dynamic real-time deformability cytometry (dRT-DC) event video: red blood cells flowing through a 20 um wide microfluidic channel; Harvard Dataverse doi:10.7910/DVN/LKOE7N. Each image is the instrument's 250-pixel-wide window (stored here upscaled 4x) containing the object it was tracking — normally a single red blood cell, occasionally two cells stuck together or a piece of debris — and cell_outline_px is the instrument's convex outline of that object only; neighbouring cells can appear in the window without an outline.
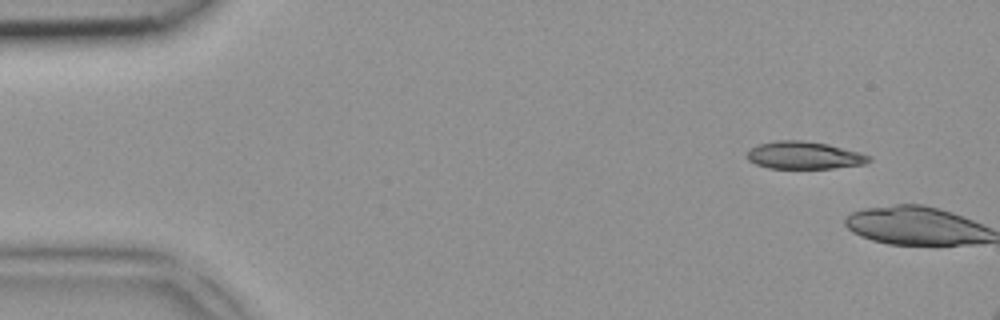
{"species": "common noctule bat (a hibernating species)", "species_latin": "Nyctalus noctula", "temperature_condition": "room temperature", "stored_images_in_passage": 2, "camera_frame_rate_fps": 3000, "um_per_image_px": 0.085, "animal": {"sex": "female", "body_mass_g": 18.4}, "frame": {"image": 1, "passage_image": 1, "time_ms": 0.0, "image_size_px": [1000, 320], "cell_outline_px": [[872, 160], [864, 164], [832, 168], [768, 168], [756, 164], [748, 160], [748, 152], [756, 144], [776, 140], [804, 140], [828, 144], [860, 152], [872, 156]], "centroid_in_image_um": [68.37, 13.19], "position_along_channel_um": 16.6, "area_um2": 19.59}}